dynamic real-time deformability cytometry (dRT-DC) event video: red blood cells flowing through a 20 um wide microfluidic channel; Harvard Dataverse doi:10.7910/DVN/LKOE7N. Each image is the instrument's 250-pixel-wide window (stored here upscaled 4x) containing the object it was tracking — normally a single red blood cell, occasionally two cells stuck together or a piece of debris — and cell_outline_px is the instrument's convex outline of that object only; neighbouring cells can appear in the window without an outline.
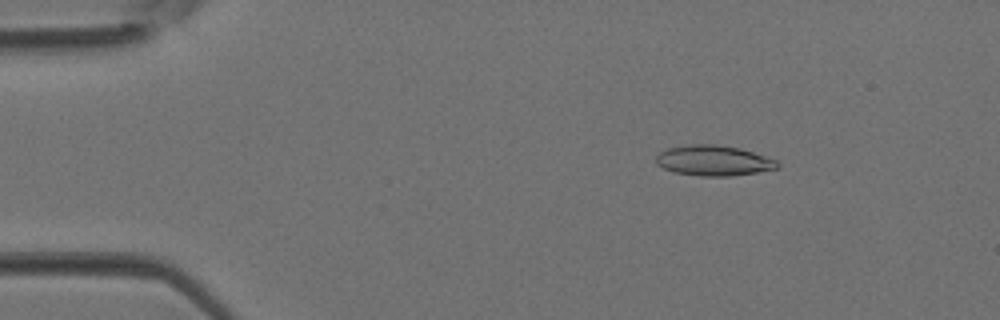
{"species": "Egyptian fruit bat (a non-hibernating species)", "species_latin": "Rousettus aegyptiacus", "temperature_condition": "room temperature", "stored_images_in_passage": 4, "camera_frame_rate_fps": 3000, "um_per_image_px": 0.085, "animal": {"sex": "female"}, "frame": {"image": 1, "passage_image": 2, "time_ms": 0.333, "image_size_px": [1000, 320], "cell_outline_px": [[780, 164], [776, 168], [756, 172], [732, 176], [700, 176], [672, 172], [656, 164], [656, 156], [660, 152], [668, 148], [688, 144], [716, 144], [740, 148], [776, 160]], "centroid_in_image_um": [60.61, 13.65], "position_along_channel_um": 24.4, "area_um2": 21.44}}